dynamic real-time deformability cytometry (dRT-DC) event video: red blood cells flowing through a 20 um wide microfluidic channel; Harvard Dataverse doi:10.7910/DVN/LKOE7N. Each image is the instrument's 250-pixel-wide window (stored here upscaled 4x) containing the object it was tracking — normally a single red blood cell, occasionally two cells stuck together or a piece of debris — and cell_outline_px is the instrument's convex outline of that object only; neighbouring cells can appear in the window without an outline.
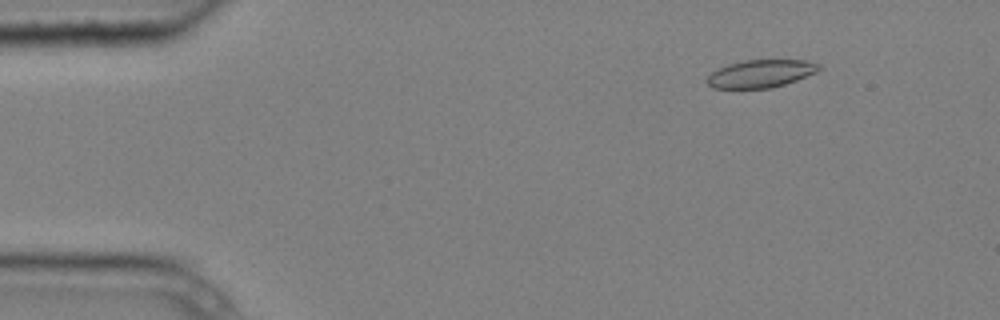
{"species": "common noctule bat (a hibernating species)", "species_latin": "Nyctalus noctula", "temperature_condition": "cold", "stored_images_in_passage": 4, "camera_frame_rate_fps": 3000, "um_per_image_px": 0.085, "animal": {"sex": "male", "body_mass_g": 20.4}, "frame": {"image": 1, "passage_image": 2, "time_ms": 0.333, "image_size_px": [1000, 320], "cell_outline_px": [[824, 68], [816, 72], [796, 80], [772, 88], [712, 88], [704, 80], [712, 72], [728, 64], [744, 60], [804, 60], [820, 64]], "centroid_in_image_um": [64.67, 6.26], "position_along_channel_um": 20.3, "area_um2": 18.09}}
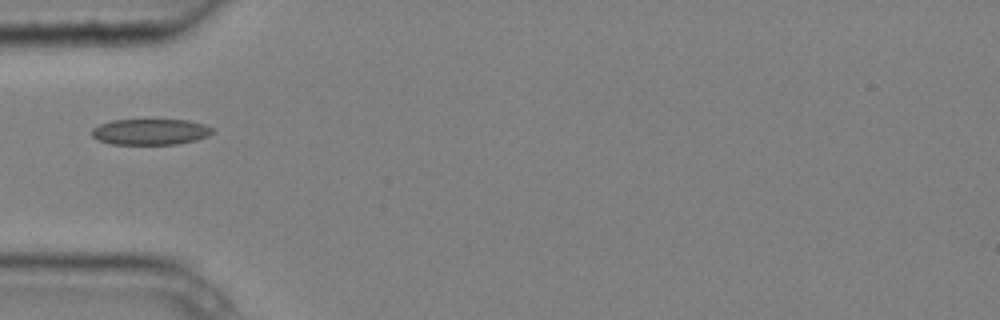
{"frame": {"image": 2, "passage_image": 4, "time_ms": 1.0, "image_size_px": [1000, 320], "cell_outline_px": [[212, 132], [208, 136], [196, 140], [176, 144], [112, 144], [96, 140], [92, 136], [92, 128], [100, 124], [112, 120], [188, 120], [204, 124], [212, 128]], "centroid_in_image_um": [12.76, 11.2], "position_along_channel_um": 72.2, "area_um2": 18.21}}